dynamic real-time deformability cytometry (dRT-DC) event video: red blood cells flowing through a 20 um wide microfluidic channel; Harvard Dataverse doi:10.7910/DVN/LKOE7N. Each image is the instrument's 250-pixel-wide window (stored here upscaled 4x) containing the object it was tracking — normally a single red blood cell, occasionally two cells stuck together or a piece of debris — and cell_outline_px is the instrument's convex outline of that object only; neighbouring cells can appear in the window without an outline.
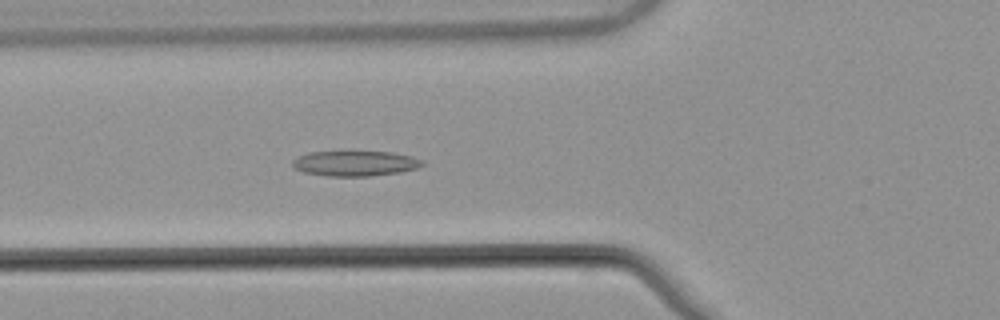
{"species": "common noctule bat (a hibernating species)", "species_latin": "Nyctalus noctula", "temperature_condition": "warm", "stored_images_in_passage": 48, "camera_frame_rate_fps": 3000, "um_per_image_px": 0.085, "animal": {"sex": "male", "body_mass_g": 21.5, "forearm_length_mm": 52.0}, "frame": {"image": 1, "passage_image": 14, "time_ms": 4.333, "image_size_px": [1000, 320], "cell_outline_px": [[428, 164], [416, 168], [400, 172], [372, 176], [328, 176], [304, 172], [292, 168], [292, 160], [308, 152], [340, 148], [352, 148], [392, 152], [412, 156], [424, 160]], "centroid_in_image_um": [30.18, 13.82], "position_along_channel_um": 95.6, "area_um2": 20.58}}
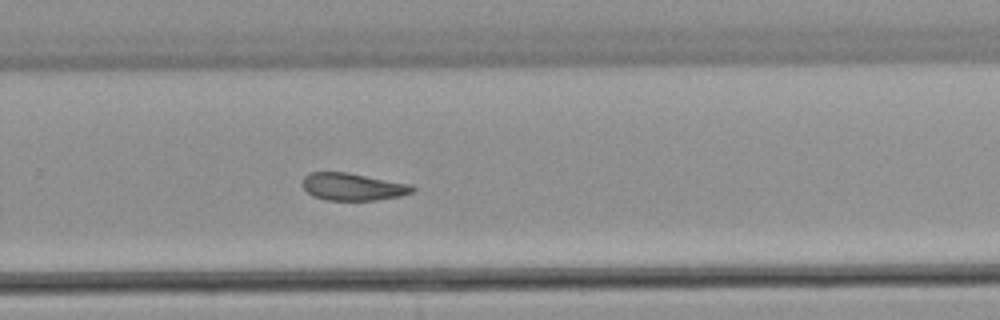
{"frame": {"image": 2, "passage_image": 30, "time_ms": 9.667, "image_size_px": [1000, 320], "cell_outline_px": [[416, 188], [412, 192], [400, 196], [376, 200], [324, 200], [312, 196], [304, 188], [300, 180], [308, 172], [348, 172], [412, 184]], "centroid_in_image_um": [29.97, 15.86], "position_along_channel_um": 299.8, "area_um2": 17.8}}
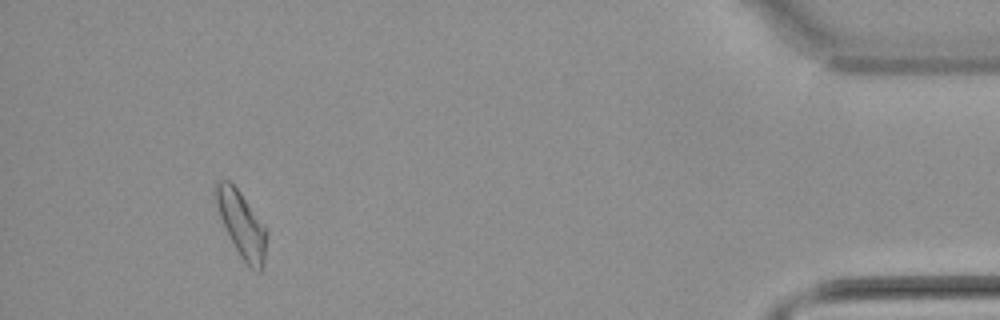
{"frame": {"image": 3, "passage_image": 44, "time_ms": 14.333, "image_size_px": [1000, 320], "cell_outline_px": [[268, 232], [264, 264], [260, 272], [248, 268], [240, 256], [220, 216], [212, 192], [216, 180], [228, 180], [240, 192], [264, 224]], "centroid_in_image_um": [20.54, 19.07], "position_along_channel_um": 414.7, "area_um2": 19.59}}